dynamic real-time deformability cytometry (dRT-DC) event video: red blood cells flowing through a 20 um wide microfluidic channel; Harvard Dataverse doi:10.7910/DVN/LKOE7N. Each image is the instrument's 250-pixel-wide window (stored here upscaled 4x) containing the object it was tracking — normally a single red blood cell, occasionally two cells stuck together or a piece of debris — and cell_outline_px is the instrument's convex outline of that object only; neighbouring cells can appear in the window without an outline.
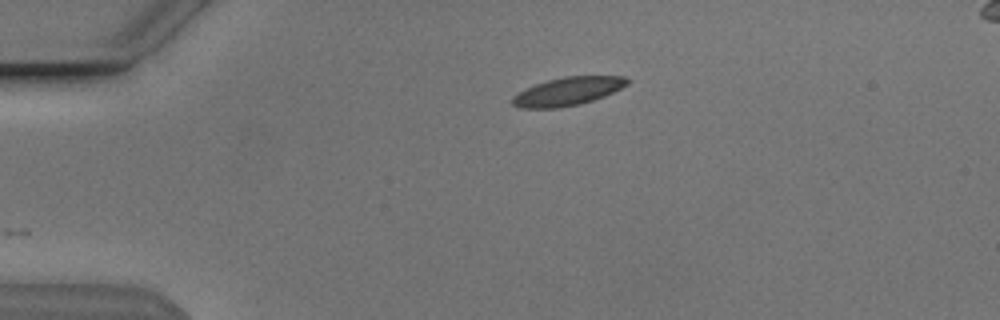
{"species": "Egyptian fruit bat (a non-hibernating species)", "species_latin": "Rousettus aegyptiacus", "temperature_condition": "cold", "stored_images_in_passage": 43, "camera_frame_rate_fps": 3000, "um_per_image_px": 0.085, "animal": {"sex": "male"}, "frame": {"image": 1, "passage_image": 1, "time_ms": 0.0, "image_size_px": [1000, 320], "cell_outline_px": [[628, 84], [604, 96], [580, 104], [556, 108], [520, 108], [512, 104], [512, 96], [536, 84], [548, 80], [564, 76], [624, 76], [628, 80]], "centroid_in_image_um": [48.25, 7.77], "position_along_channel_um": 36.8, "area_um2": 18.61}}
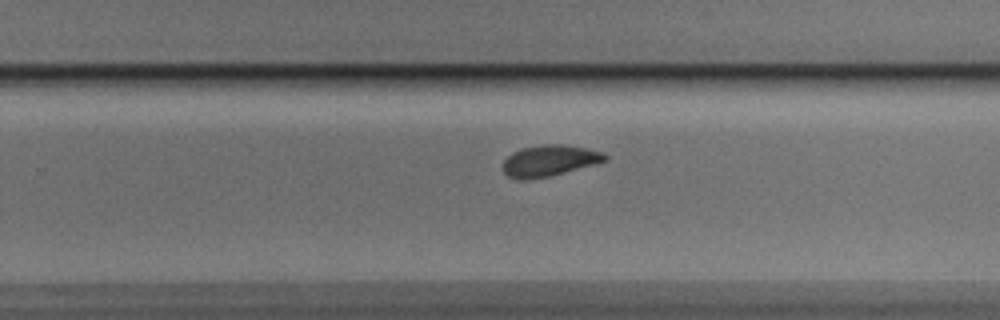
{"frame": {"image": 2, "passage_image": 24, "time_ms": 7.667, "image_size_px": [1000, 320], "cell_outline_px": [[608, 160], [564, 172], [548, 176], [524, 180], [520, 180], [508, 176], [504, 172], [504, 160], [512, 152], [520, 148], [544, 144], [564, 144], [604, 152], [608, 156]], "centroid_in_image_um": [46.69, 13.64], "position_along_channel_um": 283.1, "area_um2": 18.38}}
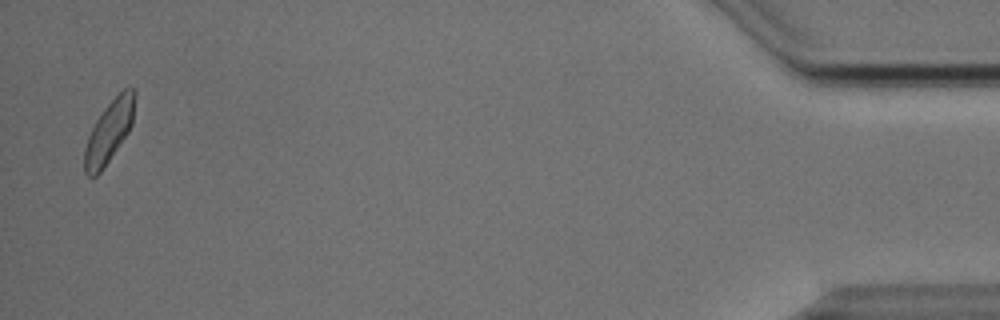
{"frame": {"image": 3, "passage_image": 42, "time_ms": 13.667, "image_size_px": [1000, 320], "cell_outline_px": [[136, 92], [132, 124], [128, 132], [104, 168], [96, 176], [88, 176], [84, 172], [84, 148], [88, 136], [96, 120], [104, 108], [124, 88], [132, 88]], "centroid_in_image_um": [9.26, 11.2], "position_along_channel_um": 425.9, "area_um2": 18.03}, "authors_computed_cell_mechanics": {"area_um2": 18.3804, "velocity_mm_per_s": 3.8031, "shape_relaxation_time_tau1_ms": 3.0133, "shape_relaxation_time_tau2_ms": 2.7076, "deformation_change_tau1": 0.1164, "deformation_change_tau2": 0.0745}}